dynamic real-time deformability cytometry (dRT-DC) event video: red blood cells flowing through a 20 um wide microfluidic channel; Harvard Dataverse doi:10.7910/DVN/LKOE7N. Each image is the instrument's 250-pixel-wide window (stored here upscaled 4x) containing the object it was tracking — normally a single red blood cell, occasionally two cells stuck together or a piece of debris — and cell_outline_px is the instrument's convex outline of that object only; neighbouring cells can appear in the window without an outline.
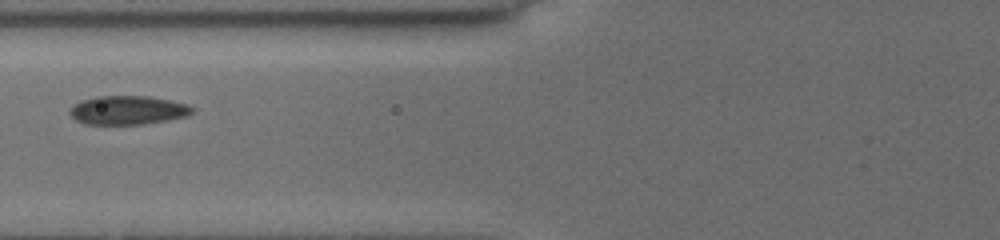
{"species": "common noctule bat (a hibernating species)", "species_latin": "Nyctalus noctula", "temperature_condition": "cold", "stored_images_in_passage": 6, "camera_frame_rate_fps": 3000, "um_per_image_px": 0.085, "animal": {"sex": "female", "body_mass_g": 19.5, "forearm_length_mm": 54.1}, "frame": {"image": 1, "passage_image": 5, "time_ms": 4.333, "image_size_px": [1000, 240], "cell_outline_px": [[196, 108], [188, 116], [168, 120], [144, 124], [84, 124], [76, 120], [68, 112], [80, 100], [96, 96], [148, 96], [188, 104]], "centroid_in_image_um": [10.89, 9.36], "position_along_channel_um": 114.9, "area_um2": 20.58}}